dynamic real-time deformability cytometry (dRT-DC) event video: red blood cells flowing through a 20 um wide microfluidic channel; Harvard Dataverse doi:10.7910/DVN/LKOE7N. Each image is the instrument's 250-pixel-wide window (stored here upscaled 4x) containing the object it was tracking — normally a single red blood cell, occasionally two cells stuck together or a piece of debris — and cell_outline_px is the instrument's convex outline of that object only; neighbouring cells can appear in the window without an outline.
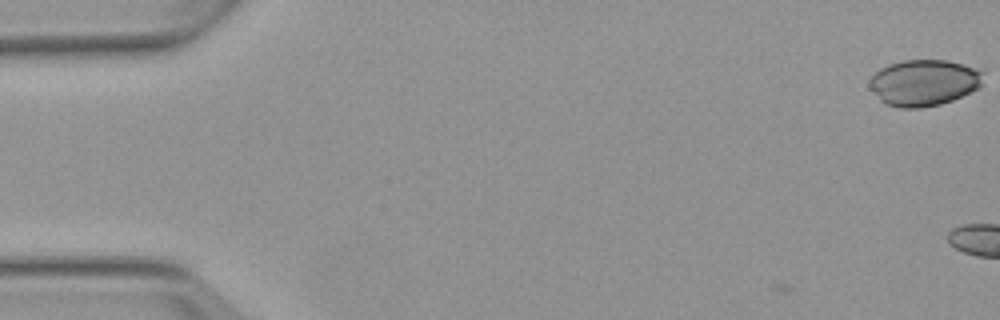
{"species": "Egyptian fruit bat (a non-hibernating species)", "species_latin": "Rousettus aegyptiacus", "temperature_condition": "warm", "stored_images_in_passage": 3, "camera_frame_rate_fps": 3000, "um_per_image_px": 0.085, "animal": {"sex": "female"}, "frame": {"image": 1, "passage_image": 1, "time_ms": 0.0, "image_size_px": [1000, 320], "cell_outline_px": [[984, 72], [980, 88], [952, 100], [940, 104], [920, 108], [900, 108], [884, 104], [880, 100], [868, 84], [868, 80], [880, 68], [888, 64], [904, 60], [944, 60], [984, 68]], "centroid_in_image_um": [78.57, 7.02], "position_along_channel_um": 6.4, "area_um2": 31.04}}